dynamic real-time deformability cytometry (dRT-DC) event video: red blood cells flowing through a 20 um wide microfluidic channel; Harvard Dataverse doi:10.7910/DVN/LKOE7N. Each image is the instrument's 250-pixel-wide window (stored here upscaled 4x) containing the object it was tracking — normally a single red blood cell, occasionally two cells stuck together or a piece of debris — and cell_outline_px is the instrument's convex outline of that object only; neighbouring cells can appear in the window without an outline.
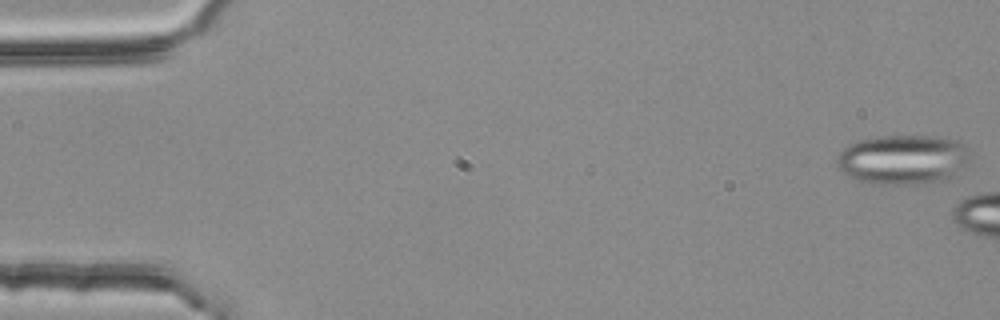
{"species": "common noctule bat (a hibernating species)", "species_latin": "Nyctalus noctula", "temperature_condition": "room temperature", "stored_images_in_passage": 6, "camera_frame_rate_fps": 3000, "um_per_image_px": 0.085, "animal": {"sex": "female", "body_mass_g": 25.1}, "frame": {"image": 1, "passage_image": 1, "time_ms": 0.0, "image_size_px": [1000, 320], "cell_outline_px": [[968, 164], [952, 176], [940, 180], [924, 184], [876, 184], [856, 180], [848, 176], [836, 164], [836, 160], [840, 152], [848, 144], [856, 140], [880, 136], [928, 136], [960, 140], [964, 144], [968, 160]], "centroid_in_image_um": [76.72, 13.56], "position_along_channel_um": 8.3, "area_um2": 38.49}}